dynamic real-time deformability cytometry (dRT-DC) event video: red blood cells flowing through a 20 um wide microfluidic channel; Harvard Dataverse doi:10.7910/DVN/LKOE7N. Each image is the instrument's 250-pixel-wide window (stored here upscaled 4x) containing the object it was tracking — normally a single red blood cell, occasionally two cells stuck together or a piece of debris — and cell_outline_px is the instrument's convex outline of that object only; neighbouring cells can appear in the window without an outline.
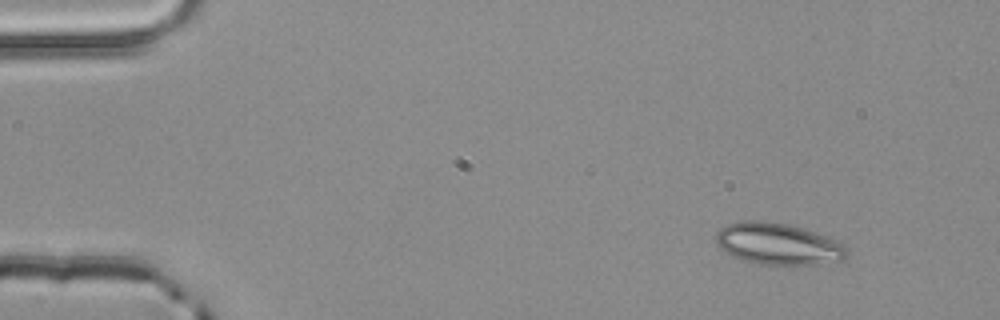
{"species": "common noctule bat (a hibernating species)", "species_latin": "Nyctalus noctula", "temperature_condition": "room temperature", "stored_images_in_passage": 3, "camera_frame_rate_fps": 3000, "um_per_image_px": 0.085, "animal": {"sex": "male", "body_mass_g": 20.4}, "frame": {"image": 1, "passage_image": 1, "time_ms": 0.0, "image_size_px": [1000, 320], "cell_outline_px": [[848, 256], [844, 260], [820, 264], [760, 264], [744, 260], [732, 256], [720, 248], [716, 244], [716, 232], [720, 228], [728, 224], [748, 220], [764, 220], [788, 224], [804, 228], [836, 240], [844, 244], [848, 252]], "centroid_in_image_um": [66.15, 20.72], "position_along_channel_um": 18.9, "area_um2": 31.85}}